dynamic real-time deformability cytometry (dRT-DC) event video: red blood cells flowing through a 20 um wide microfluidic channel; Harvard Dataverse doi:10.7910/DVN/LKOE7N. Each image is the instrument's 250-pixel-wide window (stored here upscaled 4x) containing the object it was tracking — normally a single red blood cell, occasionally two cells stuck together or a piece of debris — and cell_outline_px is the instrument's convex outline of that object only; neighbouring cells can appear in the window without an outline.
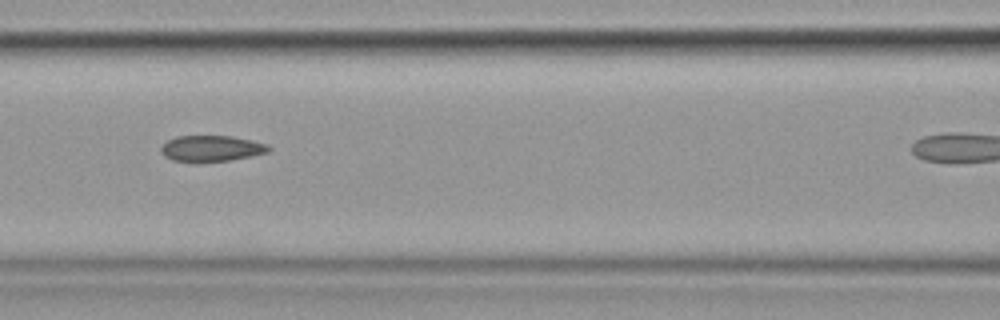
{"species": "common noctule bat (a hibernating species)", "species_latin": "Nyctalus noctula", "temperature_condition": "cold", "stored_images_in_passage": 21, "camera_frame_rate_fps": 3000, "um_per_image_px": 0.085, "animal": {"sex": "female", "body_mass_g": 19.9}, "frame": {"image": 1, "passage_image": 7, "time_ms": 2.0, "image_size_px": [1000, 320], "cell_outline_px": [[272, 148], [268, 152], [228, 160], [192, 164], [172, 160], [164, 156], [160, 152], [160, 148], [168, 140], [176, 136], [232, 136], [252, 140], [268, 144]], "centroid_in_image_um": [17.92, 12.64], "position_along_channel_um": 148.7, "area_um2": 16.65}}
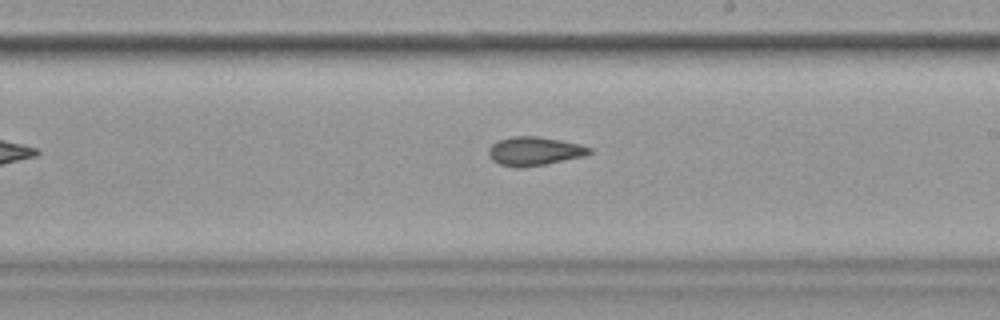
{"frame": {"image": 2, "passage_image": 15, "time_ms": 4.667, "image_size_px": [1000, 320], "cell_outline_px": [[592, 152], [584, 156], [544, 164], [520, 168], [516, 168], [500, 164], [492, 160], [488, 156], [488, 148], [492, 144], [500, 140], [512, 136], [540, 136], [560, 140], [592, 148]], "centroid_in_image_um": [45.38, 12.85], "position_along_channel_um": 243.6, "area_um2": 16.76}}
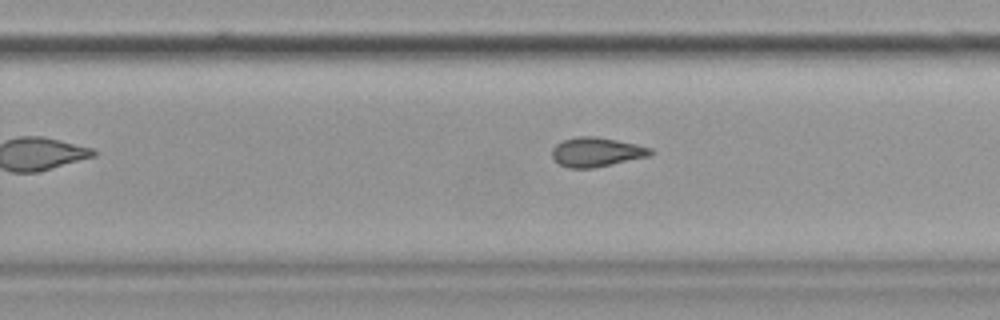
{"frame": {"image": 3, "passage_image": 18, "time_ms": 5.667, "image_size_px": [1000, 320], "cell_outline_px": [[652, 156], [592, 168], [568, 168], [560, 164], [552, 156], [552, 148], [556, 144], [564, 140], [580, 136], [592, 136], [616, 140], [636, 144], [652, 148]], "centroid_in_image_um": [50.72, 12.93], "position_along_channel_um": 279.1, "area_um2": 16.7}}